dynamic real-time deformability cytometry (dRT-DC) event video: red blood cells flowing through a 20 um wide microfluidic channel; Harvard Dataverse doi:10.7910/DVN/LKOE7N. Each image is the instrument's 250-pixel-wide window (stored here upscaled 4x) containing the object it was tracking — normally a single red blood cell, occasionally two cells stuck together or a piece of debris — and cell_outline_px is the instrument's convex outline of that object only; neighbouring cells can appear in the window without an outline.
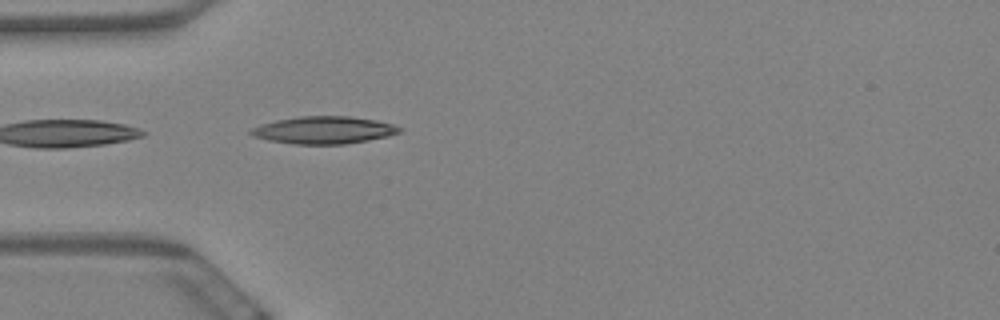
{"species": "Egyptian fruit bat (a non-hibernating species)", "species_latin": "Rousettus aegyptiacus", "temperature_condition": "warm", "stored_images_in_passage": 6, "camera_frame_rate_fps": 3000, "um_per_image_px": 0.085, "animal": {"sex": "female"}, "frame": {"image": 1, "passage_image": 1, "time_ms": 0.0, "image_size_px": [1000, 320], "cell_outline_px": [[400, 132], [388, 136], [368, 140], [344, 144], [292, 144], [268, 140], [252, 136], [248, 132], [252, 128], [260, 124], [276, 120], [300, 116], [348, 116], [376, 120], [392, 124], [400, 128]], "centroid_in_image_um": [27.48, 11.06], "position_along_channel_um": 57.5, "area_um2": 23.64}}